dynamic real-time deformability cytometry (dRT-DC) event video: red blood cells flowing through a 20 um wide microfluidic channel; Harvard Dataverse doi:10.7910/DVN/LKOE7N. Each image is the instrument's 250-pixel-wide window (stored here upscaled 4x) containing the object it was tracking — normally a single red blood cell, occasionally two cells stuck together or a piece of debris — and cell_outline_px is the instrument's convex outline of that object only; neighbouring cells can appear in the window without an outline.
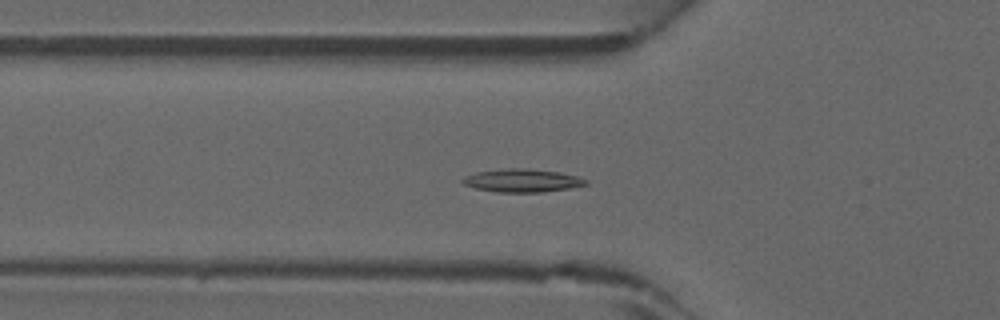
{"species": "common noctule bat (a hibernating species)", "species_latin": "Nyctalus noctula", "temperature_condition": "warm", "stored_images_in_passage": 35, "camera_frame_rate_fps": 3000, "um_per_image_px": 0.085, "animal": {"sex": "male", "forearm_length_mm": 52.5}, "frame": {"image": 1, "passage_image": 5, "time_ms": 1.333, "image_size_px": [1000, 320], "cell_outline_px": [[588, 184], [568, 188], [540, 192], [496, 192], [476, 188], [464, 184], [460, 180], [464, 176], [476, 172], [508, 168], [528, 168], [556, 172], [576, 176], [588, 180]], "centroid_in_image_um": [44.35, 15.34], "position_along_channel_um": 81.5, "area_um2": 16.42}}
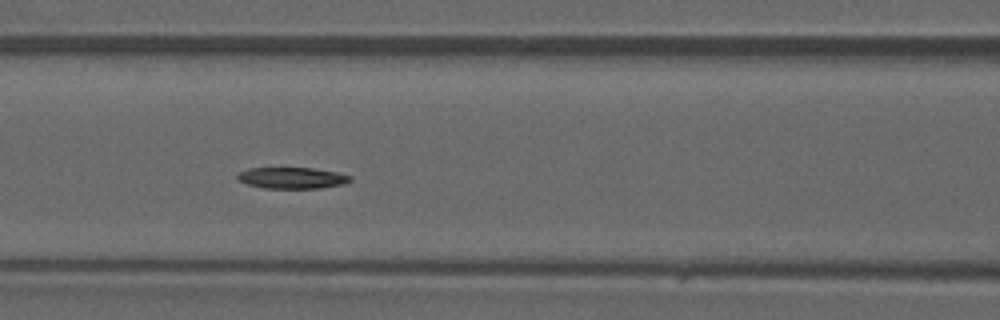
{"frame": {"image": 2, "passage_image": 9, "time_ms": 2.667, "image_size_px": [1000, 320], "cell_outline_px": [[352, 180], [344, 184], [320, 188], [264, 188], [248, 184], [236, 180], [236, 176], [240, 172], [248, 168], [312, 168], [336, 172], [352, 176]], "centroid_in_image_um": [24.82, 15.12], "position_along_channel_um": 141.8, "area_um2": 13.99}}
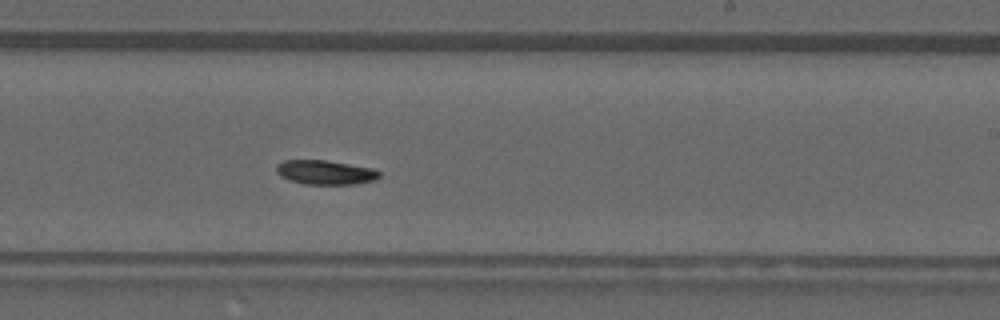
{"frame": {"image": 3, "passage_image": 17, "time_ms": 5.333, "image_size_px": [1000, 320], "cell_outline_px": [[380, 176], [376, 180], [352, 184], [304, 184], [288, 180], [280, 176], [276, 172], [276, 164], [284, 160], [328, 160], [372, 168], [380, 172]], "centroid_in_image_um": [27.62, 14.64], "position_along_channel_um": 261.4, "area_um2": 14.68}}